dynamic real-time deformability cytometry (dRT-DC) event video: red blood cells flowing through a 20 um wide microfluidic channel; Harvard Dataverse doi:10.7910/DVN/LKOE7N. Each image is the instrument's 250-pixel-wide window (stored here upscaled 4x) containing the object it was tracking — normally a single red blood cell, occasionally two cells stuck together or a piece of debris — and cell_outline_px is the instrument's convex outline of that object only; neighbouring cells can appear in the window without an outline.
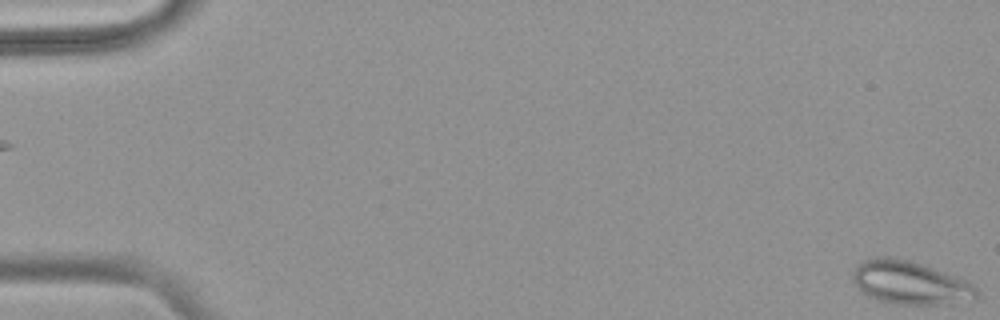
{"species": "common noctule bat (a hibernating species)", "species_latin": "Nyctalus noctula", "temperature_condition": "warm", "stored_images_in_passage": 54, "camera_frame_rate_fps": 3000, "um_per_image_px": 0.085, "animal": {"sex": "female", "body_mass_g": 18.4}, "frame": {"image": 1, "passage_image": 1, "time_ms": 0.0, "image_size_px": [1000, 320], "cell_outline_px": [[976, 300], [948, 304], [888, 304], [876, 300], [860, 292], [852, 280], [852, 272], [856, 264], [872, 256], [888, 256], [908, 260], [956, 276], [972, 284], [976, 288]], "centroid_in_image_um": [77.28, 24.04], "position_along_channel_um": 7.7, "area_um2": 31.56}}
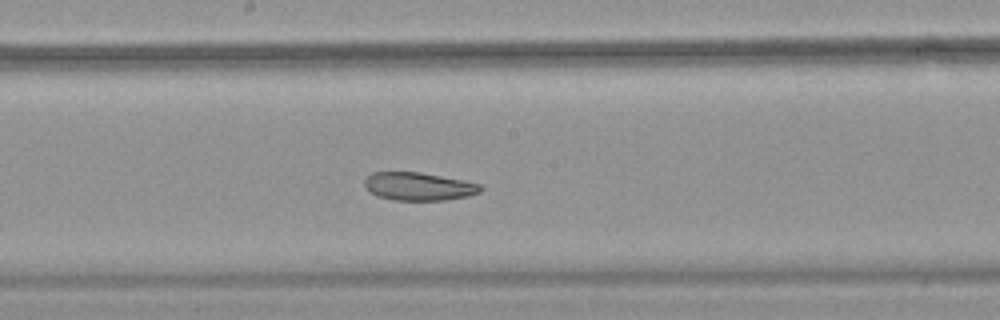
{"frame": {"image": 2, "passage_image": 30, "time_ms": 9.667, "image_size_px": [1000, 320], "cell_outline_px": [[484, 188], [480, 192], [468, 196], [444, 200], [392, 200], [376, 196], [364, 184], [364, 180], [372, 172], [420, 172], [464, 180], [480, 184]], "centroid_in_image_um": [35.61, 15.84], "position_along_channel_um": 212.6, "area_um2": 18.96}}
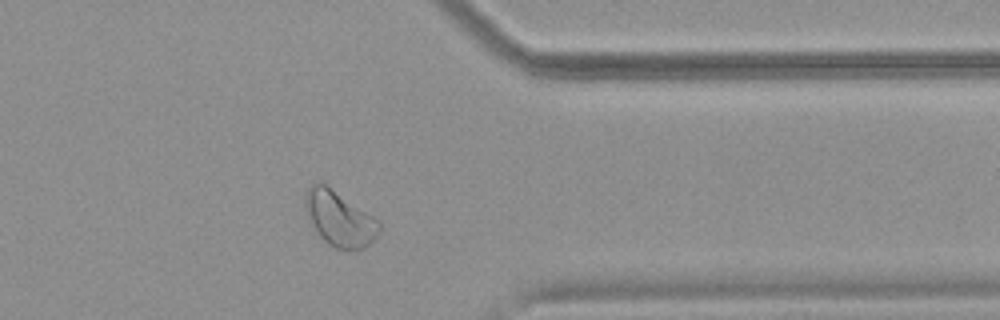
{"frame": {"image": 3, "passage_image": 44, "time_ms": 14.333, "image_size_px": [1000, 320], "cell_outline_px": [[380, 232], [364, 248], [348, 252], [336, 248], [328, 244], [320, 236], [308, 220], [304, 204], [304, 196], [308, 188], [312, 184], [320, 180], [380, 220]], "centroid_in_image_um": [28.84, 18.58], "position_along_channel_um": 382.6, "area_um2": 24.16}, "authors_computed_cell_mechanics": {"area_um2": 25.721, "velocity_mm_per_s": 3.7929, "shape_relaxation_time_tau1_ms": null, "shape_relaxation_time_tau2_ms": 2.6501, "deformation_change_tau1": null, "deformation_change_tau2": 0.0951}}